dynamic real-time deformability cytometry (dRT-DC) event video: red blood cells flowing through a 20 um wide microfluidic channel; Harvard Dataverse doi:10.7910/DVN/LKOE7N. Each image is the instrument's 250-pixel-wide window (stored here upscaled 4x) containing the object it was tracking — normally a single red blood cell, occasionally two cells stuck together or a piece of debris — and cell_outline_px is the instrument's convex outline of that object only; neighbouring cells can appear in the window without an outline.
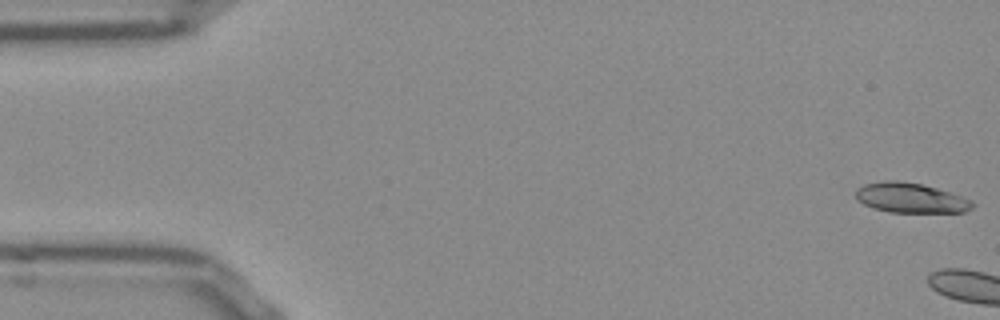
{"species": "Egyptian fruit bat (a non-hibernating species)", "species_latin": "Rousettus aegyptiacus", "temperature_condition": "room temperature", "stored_images_in_passage": 4, "camera_frame_rate_fps": 3000, "um_per_image_px": 0.085, "frame": {"image": 1, "passage_image": 1, "time_ms": 0.0, "image_size_px": [1000, 320], "cell_outline_px": [[976, 204], [972, 208], [964, 212], [888, 212], [872, 208], [856, 200], [856, 188], [864, 184], [884, 180], [896, 180], [920, 184], [936, 188], [972, 200]], "centroid_in_image_um": [77.37, 16.82], "position_along_channel_um": 7.6, "area_um2": 20.35}}